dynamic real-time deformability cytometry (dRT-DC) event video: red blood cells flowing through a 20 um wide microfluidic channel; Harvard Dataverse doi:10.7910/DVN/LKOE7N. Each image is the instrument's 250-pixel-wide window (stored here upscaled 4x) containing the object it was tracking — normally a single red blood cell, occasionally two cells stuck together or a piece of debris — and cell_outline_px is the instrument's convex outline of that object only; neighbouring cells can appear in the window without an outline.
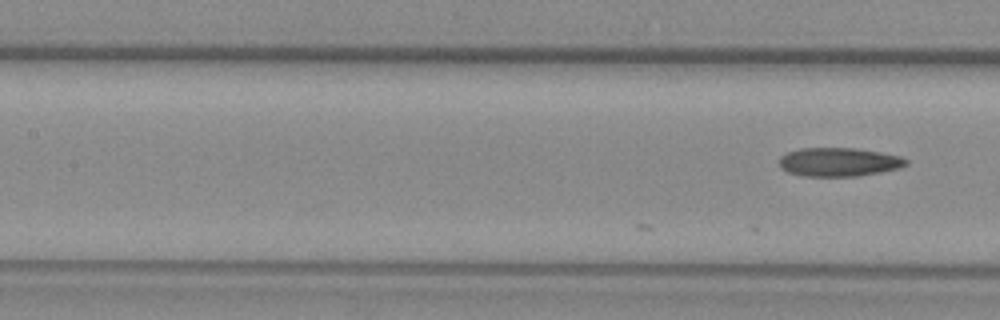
{"species": "common noctule bat (a hibernating species)", "species_latin": "Nyctalus noctula", "temperature_condition": "warm", "stored_images_in_passage": 7, "camera_frame_rate_fps": 3000, "um_per_image_px": 0.085, "animal": {"sex": "female", "body_mass_g": 29.2, "forearm_length_mm": 56.3}, "frame": {"image": 1, "passage_image": 7, "time_ms": 2.0, "image_size_px": [1000, 320], "cell_outline_px": [[908, 164], [900, 168], [880, 172], [856, 176], [804, 176], [788, 172], [780, 168], [780, 156], [788, 152], [800, 148], [856, 148], [880, 152], [900, 156], [908, 160]], "centroid_in_image_um": [71.31, 13.77], "position_along_channel_um": 136.1, "area_um2": 21.21}}